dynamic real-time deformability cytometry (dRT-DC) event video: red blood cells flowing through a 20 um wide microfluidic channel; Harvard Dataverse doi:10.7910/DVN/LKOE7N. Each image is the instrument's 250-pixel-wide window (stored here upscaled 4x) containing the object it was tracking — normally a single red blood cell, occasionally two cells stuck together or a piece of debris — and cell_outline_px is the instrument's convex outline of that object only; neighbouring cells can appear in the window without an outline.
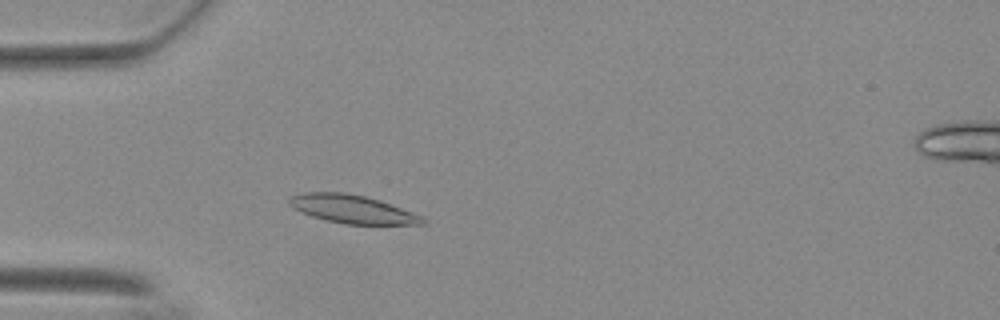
{"species": "Egyptian fruit bat (a non-hibernating species)", "species_latin": "Rousettus aegyptiacus", "temperature_condition": "warm", "stored_images_in_passage": 55, "camera_frame_rate_fps": 3000, "um_per_image_px": 0.085, "animal": {"sex": "female"}, "frame": {"image": 1, "passage_image": 15, "time_ms": 4.667, "image_size_px": [1000, 320], "cell_outline_px": [[428, 224], [344, 224], [324, 220], [300, 212], [292, 208], [288, 204], [288, 200], [292, 196], [304, 192], [344, 192], [364, 196], [380, 200], [420, 216], [428, 220]], "centroid_in_image_um": [29.9, 17.78], "position_along_channel_um": 55.1, "area_um2": 21.91}}
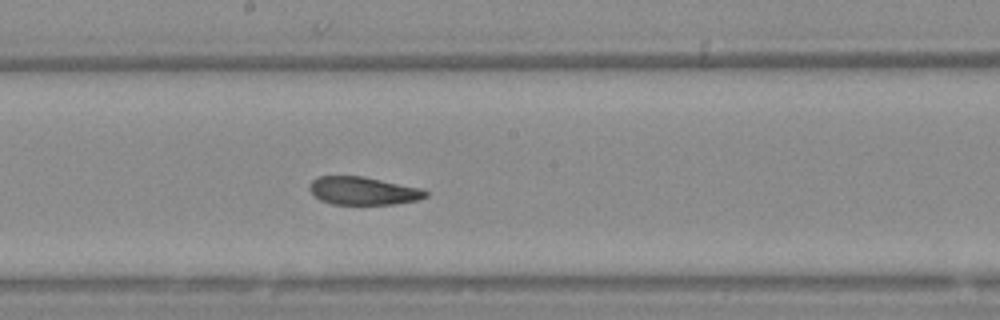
{"frame": {"image": 2, "passage_image": 29, "time_ms": 9.333, "image_size_px": [1000, 320], "cell_outline_px": [[428, 196], [416, 200], [392, 204], [332, 204], [320, 200], [308, 188], [308, 184], [312, 180], [320, 176], [364, 176], [420, 188], [428, 192]], "centroid_in_image_um": [30.84, 16.21], "position_along_channel_um": 217.4, "area_um2": 18.84}}
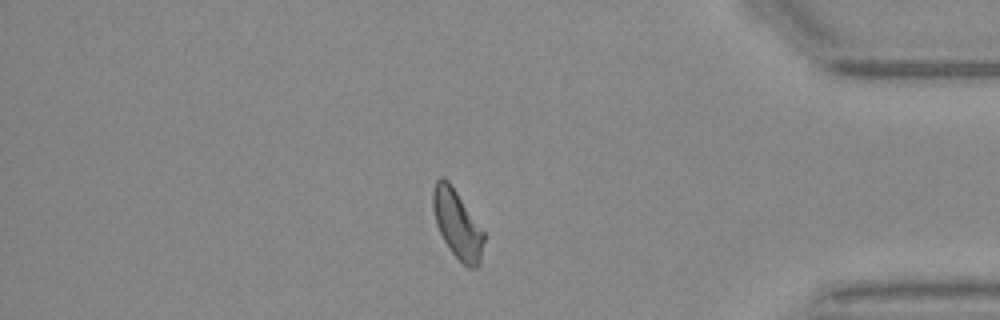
{"frame": {"image": 3, "passage_image": 46, "time_ms": 15.0, "image_size_px": [1000, 320], "cell_outline_px": [[484, 240], [480, 264], [476, 268], [468, 268], [448, 248], [436, 224], [432, 208], [432, 192], [436, 180], [440, 176], [448, 180], [484, 232]], "centroid_in_image_um": [38.85, 19.06], "position_along_channel_um": 396.3, "area_um2": 20.06}, "authors_computed_cell_mechanics": {"area_um2": 20.3456, "velocity_mm_per_s": 3.666, "shape_relaxation_time_tau1_ms": null, "shape_relaxation_time_tau2_ms": 3.0768, "deformation_change_tau1": null, "deformation_change_tau2": 0.0917}}